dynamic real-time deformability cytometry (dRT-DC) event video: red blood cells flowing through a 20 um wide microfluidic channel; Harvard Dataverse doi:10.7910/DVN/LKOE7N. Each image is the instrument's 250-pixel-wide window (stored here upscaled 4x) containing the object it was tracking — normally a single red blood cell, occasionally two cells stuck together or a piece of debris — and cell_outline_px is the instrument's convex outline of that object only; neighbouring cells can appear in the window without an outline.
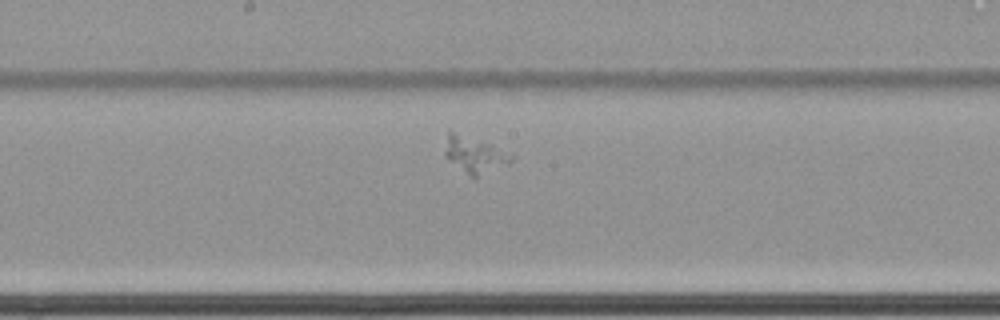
{"species": "common noctule bat (a hibernating species)", "species_latin": "Nyctalus noctula", "temperature_condition": "cold", "stored_images_in_passage": 30, "camera_frame_rate_fps": 3000, "um_per_image_px": 0.085, "animal": {"sex": "female", "body_mass_g": 22.7, "forearm_length_mm": 54.2}, "frame": {"image": 1, "passage_image": 21, "time_ms": 6.667, "image_size_px": [1000, 320], "cell_outline_px": [[516, 156], [508, 164], [476, 180], [448, 160], [444, 156], [444, 152], [448, 128]], "centroid_in_image_um": [40.31, 13.18], "position_along_channel_um": 207.9, "area_um2": 14.16}}
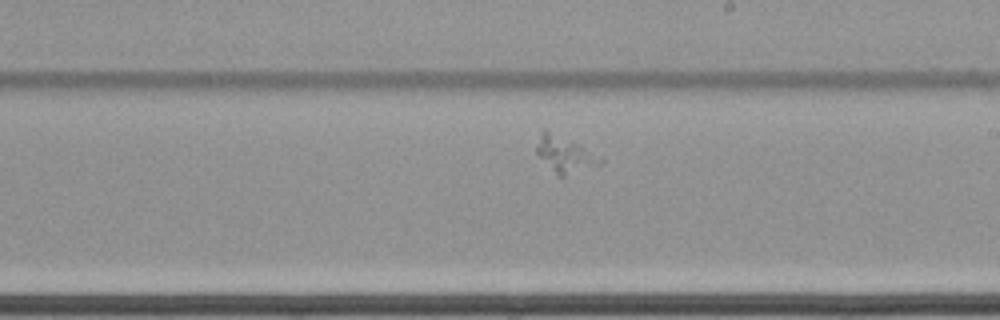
{"frame": {"image": 2, "passage_image": 24, "time_ms": 7.667, "image_size_px": [1000, 320], "cell_outline_px": [[604, 160], [600, 164], [564, 176], [556, 176], [536, 152], [536, 148], [540, 132], [544, 128], [604, 156]], "centroid_in_image_um": [48.03, 13.11], "position_along_channel_um": 241.0, "area_um2": 13.41}}